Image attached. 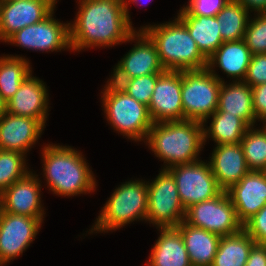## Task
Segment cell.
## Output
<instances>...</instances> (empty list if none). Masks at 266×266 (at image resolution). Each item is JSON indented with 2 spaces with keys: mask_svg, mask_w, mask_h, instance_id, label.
<instances>
[{
  "mask_svg": "<svg viewBox=\"0 0 266 266\" xmlns=\"http://www.w3.org/2000/svg\"><path fill=\"white\" fill-rule=\"evenodd\" d=\"M76 19L69 24L72 51L112 47L134 41L123 0H79Z\"/></svg>",
  "mask_w": 266,
  "mask_h": 266,
  "instance_id": "obj_1",
  "label": "cell"
},
{
  "mask_svg": "<svg viewBox=\"0 0 266 266\" xmlns=\"http://www.w3.org/2000/svg\"><path fill=\"white\" fill-rule=\"evenodd\" d=\"M42 149L43 177L52 193L71 197L95 191L94 173L80 151L57 144Z\"/></svg>",
  "mask_w": 266,
  "mask_h": 266,
  "instance_id": "obj_2",
  "label": "cell"
},
{
  "mask_svg": "<svg viewBox=\"0 0 266 266\" xmlns=\"http://www.w3.org/2000/svg\"><path fill=\"white\" fill-rule=\"evenodd\" d=\"M203 128V122L196 120L153 123L145 144L166 163L162 169L192 163L200 160L205 146Z\"/></svg>",
  "mask_w": 266,
  "mask_h": 266,
  "instance_id": "obj_3",
  "label": "cell"
},
{
  "mask_svg": "<svg viewBox=\"0 0 266 266\" xmlns=\"http://www.w3.org/2000/svg\"><path fill=\"white\" fill-rule=\"evenodd\" d=\"M156 44L162 67L170 71L201 70L207 66V58L198 49L186 26L178 19L142 26Z\"/></svg>",
  "mask_w": 266,
  "mask_h": 266,
  "instance_id": "obj_4",
  "label": "cell"
},
{
  "mask_svg": "<svg viewBox=\"0 0 266 266\" xmlns=\"http://www.w3.org/2000/svg\"><path fill=\"white\" fill-rule=\"evenodd\" d=\"M102 207L96 222L89 230L108 233L116 231L133 221H146L148 210V183L144 180H130L114 190Z\"/></svg>",
  "mask_w": 266,
  "mask_h": 266,
  "instance_id": "obj_5",
  "label": "cell"
},
{
  "mask_svg": "<svg viewBox=\"0 0 266 266\" xmlns=\"http://www.w3.org/2000/svg\"><path fill=\"white\" fill-rule=\"evenodd\" d=\"M101 93L104 114L113 129L130 140L145 142L153 125L148 106L138 102L109 80Z\"/></svg>",
  "mask_w": 266,
  "mask_h": 266,
  "instance_id": "obj_6",
  "label": "cell"
},
{
  "mask_svg": "<svg viewBox=\"0 0 266 266\" xmlns=\"http://www.w3.org/2000/svg\"><path fill=\"white\" fill-rule=\"evenodd\" d=\"M219 80L207 68L181 71L184 120L204 122L218 107Z\"/></svg>",
  "mask_w": 266,
  "mask_h": 266,
  "instance_id": "obj_7",
  "label": "cell"
},
{
  "mask_svg": "<svg viewBox=\"0 0 266 266\" xmlns=\"http://www.w3.org/2000/svg\"><path fill=\"white\" fill-rule=\"evenodd\" d=\"M148 183V210L146 222L156 228L177 227L185 219L183 207L176 182L167 169Z\"/></svg>",
  "mask_w": 266,
  "mask_h": 266,
  "instance_id": "obj_8",
  "label": "cell"
},
{
  "mask_svg": "<svg viewBox=\"0 0 266 266\" xmlns=\"http://www.w3.org/2000/svg\"><path fill=\"white\" fill-rule=\"evenodd\" d=\"M184 221L220 237L238 233L243 229L227 191H222L212 199L191 205L186 209Z\"/></svg>",
  "mask_w": 266,
  "mask_h": 266,
  "instance_id": "obj_9",
  "label": "cell"
},
{
  "mask_svg": "<svg viewBox=\"0 0 266 266\" xmlns=\"http://www.w3.org/2000/svg\"><path fill=\"white\" fill-rule=\"evenodd\" d=\"M167 170L173 175L185 210L193 204L212 199L223 191L213 175L209 161L198 160L172 166Z\"/></svg>",
  "mask_w": 266,
  "mask_h": 266,
  "instance_id": "obj_10",
  "label": "cell"
},
{
  "mask_svg": "<svg viewBox=\"0 0 266 266\" xmlns=\"http://www.w3.org/2000/svg\"><path fill=\"white\" fill-rule=\"evenodd\" d=\"M54 10L42 21L16 31L5 43L9 42L29 50L53 52L70 49V23H61L53 17Z\"/></svg>",
  "mask_w": 266,
  "mask_h": 266,
  "instance_id": "obj_11",
  "label": "cell"
},
{
  "mask_svg": "<svg viewBox=\"0 0 266 266\" xmlns=\"http://www.w3.org/2000/svg\"><path fill=\"white\" fill-rule=\"evenodd\" d=\"M42 220L0 209V262L5 266L22 255L38 234Z\"/></svg>",
  "mask_w": 266,
  "mask_h": 266,
  "instance_id": "obj_12",
  "label": "cell"
},
{
  "mask_svg": "<svg viewBox=\"0 0 266 266\" xmlns=\"http://www.w3.org/2000/svg\"><path fill=\"white\" fill-rule=\"evenodd\" d=\"M136 44L115 65L110 79H131L153 73H163L156 44L139 29L134 32Z\"/></svg>",
  "mask_w": 266,
  "mask_h": 266,
  "instance_id": "obj_13",
  "label": "cell"
},
{
  "mask_svg": "<svg viewBox=\"0 0 266 266\" xmlns=\"http://www.w3.org/2000/svg\"><path fill=\"white\" fill-rule=\"evenodd\" d=\"M148 112L153 123L184 120L181 71L165 70L158 77Z\"/></svg>",
  "mask_w": 266,
  "mask_h": 266,
  "instance_id": "obj_14",
  "label": "cell"
},
{
  "mask_svg": "<svg viewBox=\"0 0 266 266\" xmlns=\"http://www.w3.org/2000/svg\"><path fill=\"white\" fill-rule=\"evenodd\" d=\"M57 0L0 1V40L5 42L22 28L36 24L55 10Z\"/></svg>",
  "mask_w": 266,
  "mask_h": 266,
  "instance_id": "obj_15",
  "label": "cell"
},
{
  "mask_svg": "<svg viewBox=\"0 0 266 266\" xmlns=\"http://www.w3.org/2000/svg\"><path fill=\"white\" fill-rule=\"evenodd\" d=\"M41 180L38 175L29 172L25 177L14 182L0 195L3 212L30 216L44 220V209L41 204Z\"/></svg>",
  "mask_w": 266,
  "mask_h": 266,
  "instance_id": "obj_16",
  "label": "cell"
},
{
  "mask_svg": "<svg viewBox=\"0 0 266 266\" xmlns=\"http://www.w3.org/2000/svg\"><path fill=\"white\" fill-rule=\"evenodd\" d=\"M227 193L236 211L238 221L244 225L266 205V172L249 171Z\"/></svg>",
  "mask_w": 266,
  "mask_h": 266,
  "instance_id": "obj_17",
  "label": "cell"
},
{
  "mask_svg": "<svg viewBox=\"0 0 266 266\" xmlns=\"http://www.w3.org/2000/svg\"><path fill=\"white\" fill-rule=\"evenodd\" d=\"M46 88L45 82L31 73L6 102V112L37 119L45 126L49 109V95Z\"/></svg>",
  "mask_w": 266,
  "mask_h": 266,
  "instance_id": "obj_18",
  "label": "cell"
},
{
  "mask_svg": "<svg viewBox=\"0 0 266 266\" xmlns=\"http://www.w3.org/2000/svg\"><path fill=\"white\" fill-rule=\"evenodd\" d=\"M45 127L37 119L6 112L0 118V150L27 154Z\"/></svg>",
  "mask_w": 266,
  "mask_h": 266,
  "instance_id": "obj_19",
  "label": "cell"
},
{
  "mask_svg": "<svg viewBox=\"0 0 266 266\" xmlns=\"http://www.w3.org/2000/svg\"><path fill=\"white\" fill-rule=\"evenodd\" d=\"M210 158L213 175L223 191L229 190L250 171L240 143L216 145Z\"/></svg>",
  "mask_w": 266,
  "mask_h": 266,
  "instance_id": "obj_20",
  "label": "cell"
},
{
  "mask_svg": "<svg viewBox=\"0 0 266 266\" xmlns=\"http://www.w3.org/2000/svg\"><path fill=\"white\" fill-rule=\"evenodd\" d=\"M252 54L244 40L223 42V44L207 59L206 68L221 82L223 78L214 70L219 67L232 81H244ZM214 67V68H213Z\"/></svg>",
  "mask_w": 266,
  "mask_h": 266,
  "instance_id": "obj_21",
  "label": "cell"
},
{
  "mask_svg": "<svg viewBox=\"0 0 266 266\" xmlns=\"http://www.w3.org/2000/svg\"><path fill=\"white\" fill-rule=\"evenodd\" d=\"M157 229L160 235L146 266H192L180 231L176 227Z\"/></svg>",
  "mask_w": 266,
  "mask_h": 266,
  "instance_id": "obj_22",
  "label": "cell"
},
{
  "mask_svg": "<svg viewBox=\"0 0 266 266\" xmlns=\"http://www.w3.org/2000/svg\"><path fill=\"white\" fill-rule=\"evenodd\" d=\"M187 249L192 266H211L217 253L220 236L182 221L176 227Z\"/></svg>",
  "mask_w": 266,
  "mask_h": 266,
  "instance_id": "obj_23",
  "label": "cell"
},
{
  "mask_svg": "<svg viewBox=\"0 0 266 266\" xmlns=\"http://www.w3.org/2000/svg\"><path fill=\"white\" fill-rule=\"evenodd\" d=\"M215 112H228L241 118L249 127L254 126L252 88L244 81L222 82Z\"/></svg>",
  "mask_w": 266,
  "mask_h": 266,
  "instance_id": "obj_24",
  "label": "cell"
},
{
  "mask_svg": "<svg viewBox=\"0 0 266 266\" xmlns=\"http://www.w3.org/2000/svg\"><path fill=\"white\" fill-rule=\"evenodd\" d=\"M177 14V18L186 26L198 49L207 59L223 44L216 16H192L182 7Z\"/></svg>",
  "mask_w": 266,
  "mask_h": 266,
  "instance_id": "obj_25",
  "label": "cell"
},
{
  "mask_svg": "<svg viewBox=\"0 0 266 266\" xmlns=\"http://www.w3.org/2000/svg\"><path fill=\"white\" fill-rule=\"evenodd\" d=\"M212 117L209 127L206 122ZM204 142L213 139L216 145L240 143L249 126L236 115L228 112H214L204 122Z\"/></svg>",
  "mask_w": 266,
  "mask_h": 266,
  "instance_id": "obj_26",
  "label": "cell"
},
{
  "mask_svg": "<svg viewBox=\"0 0 266 266\" xmlns=\"http://www.w3.org/2000/svg\"><path fill=\"white\" fill-rule=\"evenodd\" d=\"M255 244L254 239L244 229L221 237L211 266H245Z\"/></svg>",
  "mask_w": 266,
  "mask_h": 266,
  "instance_id": "obj_27",
  "label": "cell"
},
{
  "mask_svg": "<svg viewBox=\"0 0 266 266\" xmlns=\"http://www.w3.org/2000/svg\"><path fill=\"white\" fill-rule=\"evenodd\" d=\"M28 58L19 55L0 57V95L7 102L32 73Z\"/></svg>",
  "mask_w": 266,
  "mask_h": 266,
  "instance_id": "obj_28",
  "label": "cell"
},
{
  "mask_svg": "<svg viewBox=\"0 0 266 266\" xmlns=\"http://www.w3.org/2000/svg\"><path fill=\"white\" fill-rule=\"evenodd\" d=\"M249 11L239 2L230 0L216 15L223 42L244 39L249 22Z\"/></svg>",
  "mask_w": 266,
  "mask_h": 266,
  "instance_id": "obj_29",
  "label": "cell"
},
{
  "mask_svg": "<svg viewBox=\"0 0 266 266\" xmlns=\"http://www.w3.org/2000/svg\"><path fill=\"white\" fill-rule=\"evenodd\" d=\"M250 126L240 144L250 171H266V126Z\"/></svg>",
  "mask_w": 266,
  "mask_h": 266,
  "instance_id": "obj_30",
  "label": "cell"
},
{
  "mask_svg": "<svg viewBox=\"0 0 266 266\" xmlns=\"http://www.w3.org/2000/svg\"><path fill=\"white\" fill-rule=\"evenodd\" d=\"M26 161V155L23 153L0 150V195L14 182L31 172Z\"/></svg>",
  "mask_w": 266,
  "mask_h": 266,
  "instance_id": "obj_31",
  "label": "cell"
},
{
  "mask_svg": "<svg viewBox=\"0 0 266 266\" xmlns=\"http://www.w3.org/2000/svg\"><path fill=\"white\" fill-rule=\"evenodd\" d=\"M162 73H153L131 79H108L126 94L148 106L158 77Z\"/></svg>",
  "mask_w": 266,
  "mask_h": 266,
  "instance_id": "obj_32",
  "label": "cell"
},
{
  "mask_svg": "<svg viewBox=\"0 0 266 266\" xmlns=\"http://www.w3.org/2000/svg\"><path fill=\"white\" fill-rule=\"evenodd\" d=\"M250 18L244 33V42L252 55L266 53V13Z\"/></svg>",
  "mask_w": 266,
  "mask_h": 266,
  "instance_id": "obj_33",
  "label": "cell"
},
{
  "mask_svg": "<svg viewBox=\"0 0 266 266\" xmlns=\"http://www.w3.org/2000/svg\"><path fill=\"white\" fill-rule=\"evenodd\" d=\"M230 0H189L183 9L192 16H216Z\"/></svg>",
  "mask_w": 266,
  "mask_h": 266,
  "instance_id": "obj_34",
  "label": "cell"
},
{
  "mask_svg": "<svg viewBox=\"0 0 266 266\" xmlns=\"http://www.w3.org/2000/svg\"><path fill=\"white\" fill-rule=\"evenodd\" d=\"M244 82L250 87L266 83V53L252 55Z\"/></svg>",
  "mask_w": 266,
  "mask_h": 266,
  "instance_id": "obj_35",
  "label": "cell"
},
{
  "mask_svg": "<svg viewBox=\"0 0 266 266\" xmlns=\"http://www.w3.org/2000/svg\"><path fill=\"white\" fill-rule=\"evenodd\" d=\"M243 229L256 244L266 245V205L243 225Z\"/></svg>",
  "mask_w": 266,
  "mask_h": 266,
  "instance_id": "obj_36",
  "label": "cell"
},
{
  "mask_svg": "<svg viewBox=\"0 0 266 266\" xmlns=\"http://www.w3.org/2000/svg\"><path fill=\"white\" fill-rule=\"evenodd\" d=\"M252 88V99H253V110L255 113V124L256 121H262L266 123V83L256 85Z\"/></svg>",
  "mask_w": 266,
  "mask_h": 266,
  "instance_id": "obj_37",
  "label": "cell"
},
{
  "mask_svg": "<svg viewBox=\"0 0 266 266\" xmlns=\"http://www.w3.org/2000/svg\"><path fill=\"white\" fill-rule=\"evenodd\" d=\"M245 266H266L265 244H255L252 247Z\"/></svg>",
  "mask_w": 266,
  "mask_h": 266,
  "instance_id": "obj_38",
  "label": "cell"
},
{
  "mask_svg": "<svg viewBox=\"0 0 266 266\" xmlns=\"http://www.w3.org/2000/svg\"><path fill=\"white\" fill-rule=\"evenodd\" d=\"M241 3L250 13H266V0H234Z\"/></svg>",
  "mask_w": 266,
  "mask_h": 266,
  "instance_id": "obj_39",
  "label": "cell"
},
{
  "mask_svg": "<svg viewBox=\"0 0 266 266\" xmlns=\"http://www.w3.org/2000/svg\"><path fill=\"white\" fill-rule=\"evenodd\" d=\"M124 1V7H125V10H126V14H127V18H128V21L132 24V21H131V19H130V15H129V7H128V4H129V2H135L136 4H137V2L139 1V0H123Z\"/></svg>",
  "mask_w": 266,
  "mask_h": 266,
  "instance_id": "obj_40",
  "label": "cell"
},
{
  "mask_svg": "<svg viewBox=\"0 0 266 266\" xmlns=\"http://www.w3.org/2000/svg\"><path fill=\"white\" fill-rule=\"evenodd\" d=\"M6 113V101L0 95V118Z\"/></svg>",
  "mask_w": 266,
  "mask_h": 266,
  "instance_id": "obj_41",
  "label": "cell"
},
{
  "mask_svg": "<svg viewBox=\"0 0 266 266\" xmlns=\"http://www.w3.org/2000/svg\"><path fill=\"white\" fill-rule=\"evenodd\" d=\"M0 1H4V2H12V1H20V0H0Z\"/></svg>",
  "mask_w": 266,
  "mask_h": 266,
  "instance_id": "obj_42",
  "label": "cell"
}]
</instances>
